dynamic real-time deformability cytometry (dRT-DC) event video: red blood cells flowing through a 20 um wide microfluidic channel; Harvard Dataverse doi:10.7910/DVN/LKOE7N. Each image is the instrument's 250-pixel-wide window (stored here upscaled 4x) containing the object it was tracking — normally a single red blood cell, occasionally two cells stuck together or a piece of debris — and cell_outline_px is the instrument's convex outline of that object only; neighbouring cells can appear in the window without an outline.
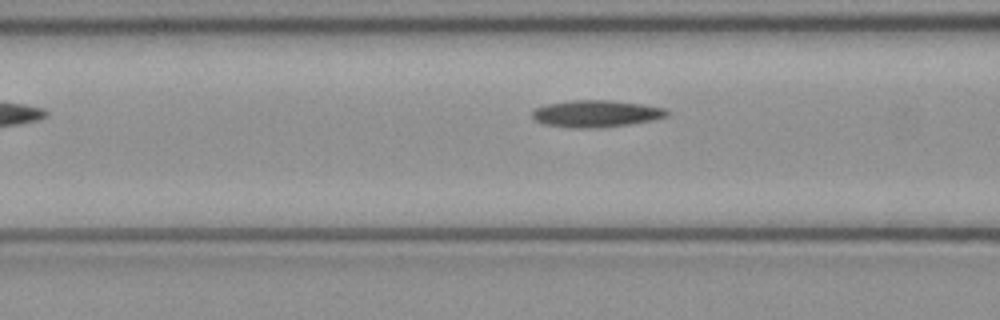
{"species": "common noctule bat (a hibernating species)", "species_latin": "Nyctalus noctula", "temperature_condition": "cold", "stored_images_in_passage": 8, "camera_frame_rate_fps": 3000, "um_per_image_px": 0.085, "animal": {"sex": "female", "body_mass_g": 21.9}, "frame": {"image": 1, "passage_image": 7, "time_ms": 2.0, "image_size_px": [1000, 320], "cell_outline_px": [[668, 116], [652, 120], [628, 124], [600, 128], [572, 128], [544, 124], [536, 120], [532, 116], [532, 112], [536, 108], [544, 104], [572, 100], [612, 100], [644, 104], [664, 108], [668, 112]], "centroid_in_image_um": [50.66, 9.65], "position_along_channel_um": 115.9, "area_um2": 21.21}}
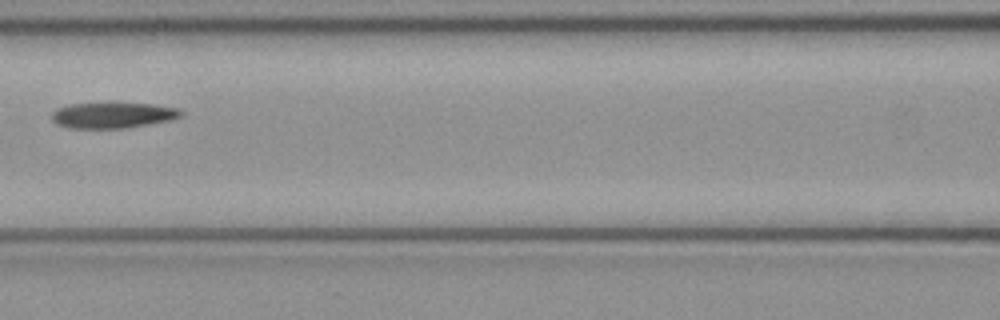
{"frame": {"image": 2, "passage_image": 8, "time_ms": 2.333, "image_size_px": [1000, 320], "cell_outline_px": [[184, 112], [180, 116], [172, 120], [124, 128], [68, 128], [56, 124], [52, 120], [52, 112], [56, 108], [68, 104], [152, 104], [180, 108]], "centroid_in_image_um": [9.58, 9.8], "position_along_channel_um": 157.0, "area_um2": 19.25}}